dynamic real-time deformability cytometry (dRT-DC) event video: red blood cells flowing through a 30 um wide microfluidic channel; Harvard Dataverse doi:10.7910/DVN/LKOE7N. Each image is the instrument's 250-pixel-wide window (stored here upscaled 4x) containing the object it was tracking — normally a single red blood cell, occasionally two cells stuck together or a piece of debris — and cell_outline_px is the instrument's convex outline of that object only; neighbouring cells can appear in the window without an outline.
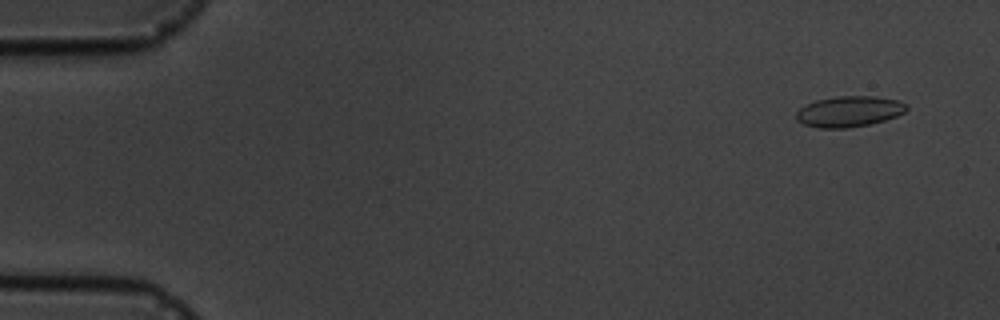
{"species": "common noctule bat (a hibernating species)", "species_latin": "Nyctalus noctula", "temperature_condition": "cold", "stored_images_in_passage": 6, "camera_frame_rate_fps": 3000, "um_per_image_px": 0.085, "animal": {"sex": "male", "body_mass_g": 19.5, "forearm_length_mm": 54.6}, "frame": {"image": 1, "passage_image": 1, "time_ms": 0.0, "image_size_px": [1000, 320], "cell_outline_px": [[908, 108], [904, 112], [896, 116], [884, 120], [868, 124], [848, 128], [816, 128], [804, 124], [796, 120], [796, 112], [804, 104], [816, 100], [836, 96], [876, 96], [900, 100], [908, 104]], "centroid_in_image_um": [72.17, 9.46], "position_along_channel_um": 12.8, "area_um2": 20.0}}
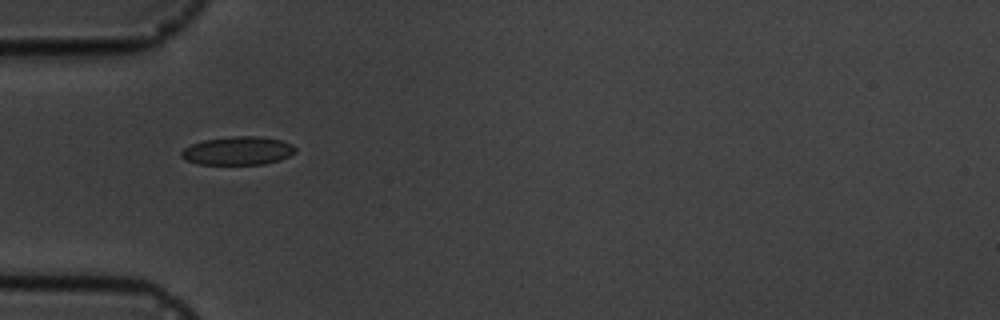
{"frame": {"image": 2, "passage_image": 5, "time_ms": 4.667, "image_size_px": [1000, 320], "cell_outline_px": [[296, 152], [280, 160], [264, 164], [200, 164], [184, 160], [180, 156], [180, 152], [184, 148], [192, 144], [204, 140], [232, 136], [260, 136], [280, 140], [292, 144], [296, 148]], "centroid_in_image_um": [20.21, 12.81], "position_along_channel_um": 64.8, "area_um2": 18.9}}
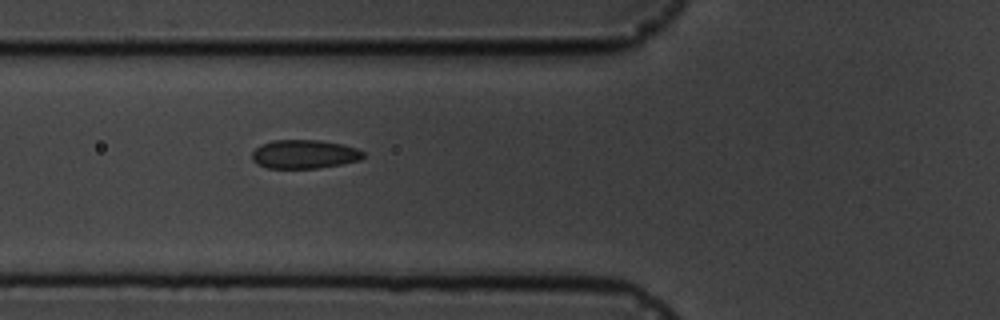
{"frame": {"image": 3, "passage_image": 6, "time_ms": 5.667, "image_size_px": [1000, 320], "cell_outline_px": [[364, 156], [360, 160], [320, 168], [268, 168], [256, 164], [252, 160], [252, 152], [260, 144], [272, 140], [320, 140], [344, 144], [356, 148], [364, 152]], "centroid_in_image_um": [25.85, 13.1], "position_along_channel_um": 99.9, "area_um2": 18.79}}